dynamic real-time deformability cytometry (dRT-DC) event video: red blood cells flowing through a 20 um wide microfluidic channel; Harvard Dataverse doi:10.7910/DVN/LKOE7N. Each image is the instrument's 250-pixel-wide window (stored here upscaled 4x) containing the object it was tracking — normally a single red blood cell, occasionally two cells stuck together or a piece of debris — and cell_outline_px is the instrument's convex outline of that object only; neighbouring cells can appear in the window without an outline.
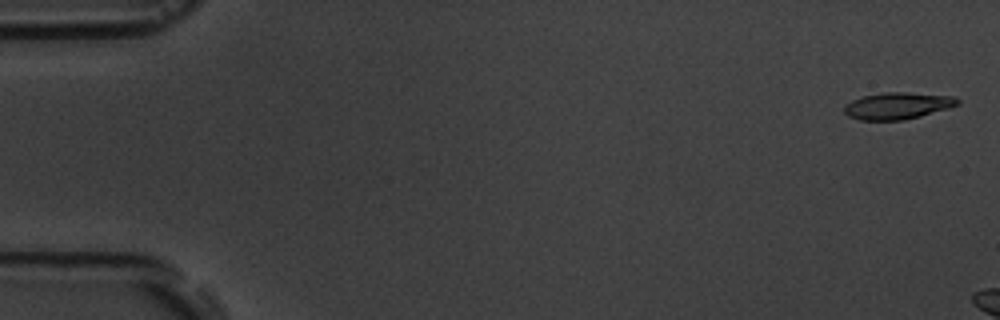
{"species": "common noctule bat (a hibernating species)", "species_latin": "Nyctalus noctula", "temperature_condition": "room temperature", "stored_images_in_passage": 3, "camera_frame_rate_fps": 3000, "um_per_image_px": 0.085, "animal": {"sex": "male", "body_mass_g": 19.5, "forearm_length_mm": 54.6}, "frame": {"image": 1, "passage_image": 1, "time_ms": 0.0, "image_size_px": [1000, 320], "cell_outline_px": [[960, 104], [948, 108], [920, 116], [904, 120], [860, 120], [848, 116], [844, 112], [844, 104], [852, 100], [864, 96], [884, 92], [904, 92], [952, 96], [960, 100]], "centroid_in_image_um": [76.27, 8.99], "position_along_channel_um": 8.7, "area_um2": 17.63}}